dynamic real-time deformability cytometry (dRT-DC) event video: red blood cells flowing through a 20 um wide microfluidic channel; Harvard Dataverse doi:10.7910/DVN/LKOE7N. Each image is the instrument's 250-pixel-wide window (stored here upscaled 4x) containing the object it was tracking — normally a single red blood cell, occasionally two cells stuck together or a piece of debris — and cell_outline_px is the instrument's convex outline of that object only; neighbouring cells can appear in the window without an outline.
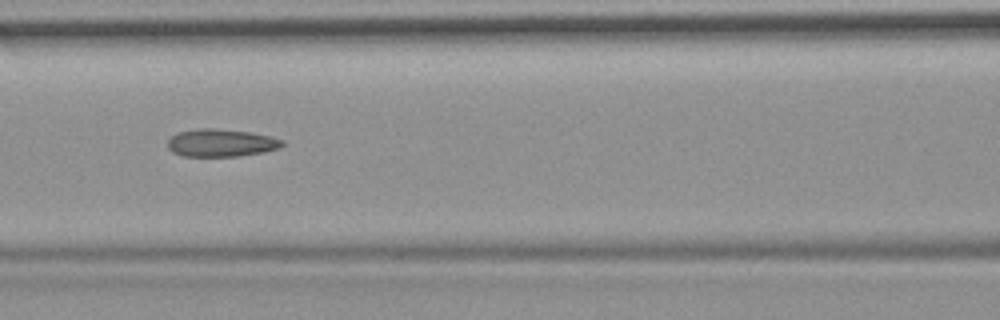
{"species": "common noctule bat (a hibernating species)", "species_latin": "Nyctalus noctula", "temperature_condition": "room temperature", "stored_images_in_passage": 11, "camera_frame_rate_fps": 3000, "um_per_image_px": 0.085, "animal": {"sex": "female", "body_mass_g": 19.9}, "frame": {"image": 1, "passage_image": 7, "time_ms": 6.667, "image_size_px": [1000, 320], "cell_outline_px": [[284, 144], [280, 148], [264, 152], [236, 156], [184, 156], [172, 152], [168, 148], [168, 140], [176, 132], [196, 128], [212, 128], [248, 132], [272, 136], [284, 140]], "centroid_in_image_um": [18.79, 12.14], "position_along_channel_um": 147.8, "area_um2": 18.55}}
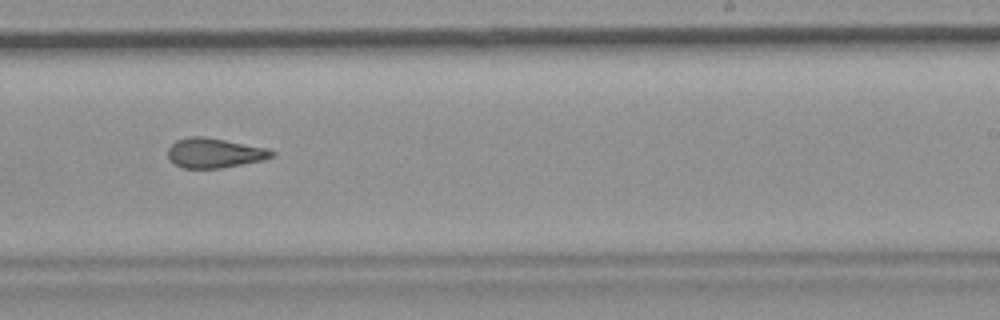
{"frame": {"image": 2, "passage_image": 10, "time_ms": 10.0, "image_size_px": [1000, 320], "cell_outline_px": [[276, 156], [264, 160], [220, 168], [184, 168], [168, 160], [168, 148], [176, 140], [188, 136], [204, 136], [268, 148], [276, 152]], "centroid_in_image_um": [18.25, 12.99], "position_along_channel_um": 270.8, "area_um2": 18.15}}